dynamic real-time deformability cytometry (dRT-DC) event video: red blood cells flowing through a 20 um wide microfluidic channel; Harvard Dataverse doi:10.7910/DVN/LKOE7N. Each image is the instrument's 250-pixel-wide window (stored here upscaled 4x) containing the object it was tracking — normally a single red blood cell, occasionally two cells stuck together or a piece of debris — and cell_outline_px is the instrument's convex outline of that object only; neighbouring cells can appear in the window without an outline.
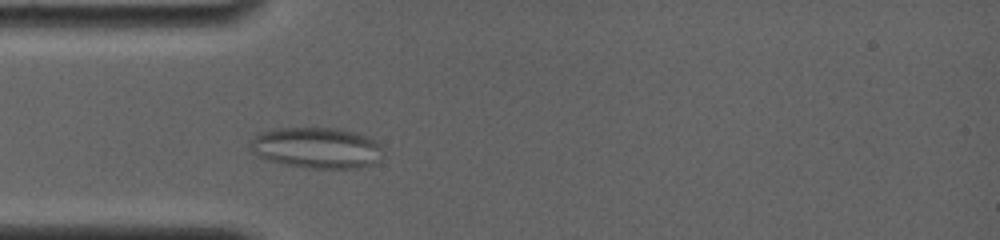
{"species": "common noctule bat (a hibernating species)", "species_latin": "Nyctalus noctula", "temperature_condition": "room temperature", "stored_images_in_passage": 19, "camera_frame_rate_fps": 4000, "um_per_image_px": 0.085, "animal": {"sex": "female", "body_mass_g": 19.0, "forearm_length_mm": 56.7}, "frame": {"image": 1, "passage_image": 8, "time_ms": 2.75, "image_size_px": [1000, 240], "cell_outline_px": [[384, 152], [376, 164], [356, 168], [308, 168], [284, 164], [268, 160], [256, 156], [252, 152], [248, 144], [256, 136], [264, 132], [280, 128], [340, 128], [356, 132], [368, 136], [376, 140], [380, 144]], "centroid_in_image_um": [26.97, 12.57], "position_along_channel_um": 58.0, "area_um2": 31.96}}
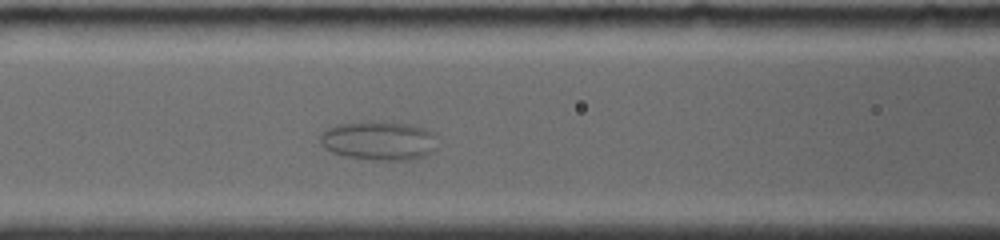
{"frame": {"image": 2, "passage_image": 13, "time_ms": 5.0, "image_size_px": [1000, 240], "cell_outline_px": [[436, 148], [432, 152], [424, 156], [408, 160], [376, 160], [344, 156], [332, 152], [324, 148], [320, 144], [320, 136], [328, 128], [336, 124], [372, 120], [412, 124], [436, 132]], "centroid_in_image_um": [32.23, 11.94], "position_along_channel_um": 134.4, "area_um2": 27.17}}
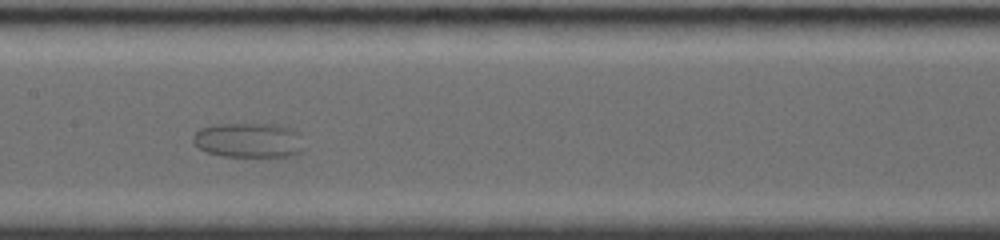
{"frame": {"image": 3, "passage_image": 17, "time_ms": 6.5, "image_size_px": [1000, 240], "cell_outline_px": [[300, 152], [296, 156], [220, 156], [208, 152], [200, 148], [192, 140], [192, 136], [200, 128], [216, 124], [280, 124], [292, 128], [296, 132], [300, 148]], "centroid_in_image_um": [21.08, 11.91], "position_along_channel_um": 186.3, "area_um2": 22.2}}